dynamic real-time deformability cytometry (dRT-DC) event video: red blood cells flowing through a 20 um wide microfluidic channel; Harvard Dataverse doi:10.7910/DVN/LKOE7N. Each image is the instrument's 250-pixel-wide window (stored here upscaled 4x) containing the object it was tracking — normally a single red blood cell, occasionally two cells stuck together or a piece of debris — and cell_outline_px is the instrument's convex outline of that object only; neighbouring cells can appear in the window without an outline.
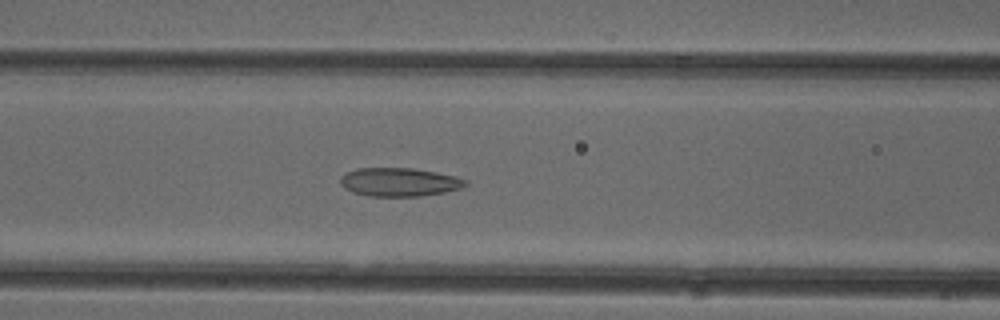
{"species": "common noctule bat (a hibernating species)", "species_latin": "Nyctalus noctula", "temperature_condition": "cold", "stored_images_in_passage": 51, "camera_frame_rate_fps": 3000, "um_per_image_px": 0.085, "animal": {"sex": "female"}, "frame": {"image": 1, "passage_image": 21, "time_ms": 6.667, "image_size_px": [1000, 320], "cell_outline_px": [[468, 184], [464, 188], [444, 192], [420, 196], [368, 196], [352, 192], [344, 188], [340, 184], [340, 176], [356, 168], [412, 168], [436, 172], [456, 176], [468, 180]], "centroid_in_image_um": [33.96, 15.47], "position_along_channel_um": 132.6, "area_um2": 20.98}}
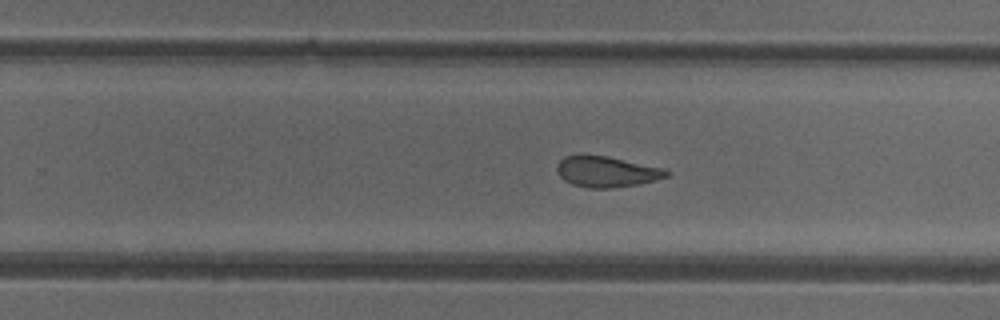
{"frame": {"image": 2, "passage_image": 32, "time_ms": 10.333, "image_size_px": [1000, 320], "cell_outline_px": [[672, 172], [668, 176], [656, 180], [640, 184], [612, 188], [588, 188], [572, 184], [564, 180], [560, 176], [556, 168], [556, 164], [564, 156], [608, 156], [668, 168]], "centroid_in_image_um": [51.64, 14.6], "position_along_channel_um": 278.2, "area_um2": 19.88}}
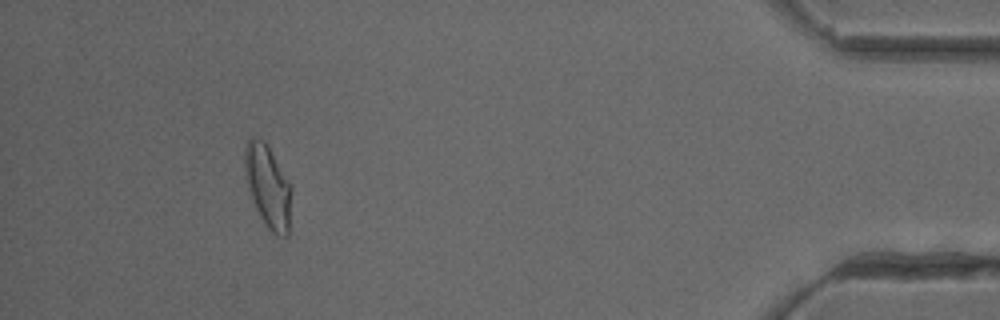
{"frame": {"image": 3, "passage_image": 47, "time_ms": 15.333, "image_size_px": [1000, 320], "cell_outline_px": [[292, 188], [288, 236], [276, 236], [264, 224], [256, 208], [248, 188], [244, 176], [244, 148], [248, 140], [252, 136], [264, 140], [292, 184]], "centroid_in_image_um": [22.78, 15.83], "position_along_channel_um": 412.4, "area_um2": 22.83}, "authors_computed_cell_mechanics": {"area_um2": 21.386, "velocity_mm_per_s": 3.9754, "shape_relaxation_time_tau1_ms": null, "shape_relaxation_time_tau2_ms": 2.4156, "deformation_change_tau1": null, "deformation_change_tau2": 0.0975}}